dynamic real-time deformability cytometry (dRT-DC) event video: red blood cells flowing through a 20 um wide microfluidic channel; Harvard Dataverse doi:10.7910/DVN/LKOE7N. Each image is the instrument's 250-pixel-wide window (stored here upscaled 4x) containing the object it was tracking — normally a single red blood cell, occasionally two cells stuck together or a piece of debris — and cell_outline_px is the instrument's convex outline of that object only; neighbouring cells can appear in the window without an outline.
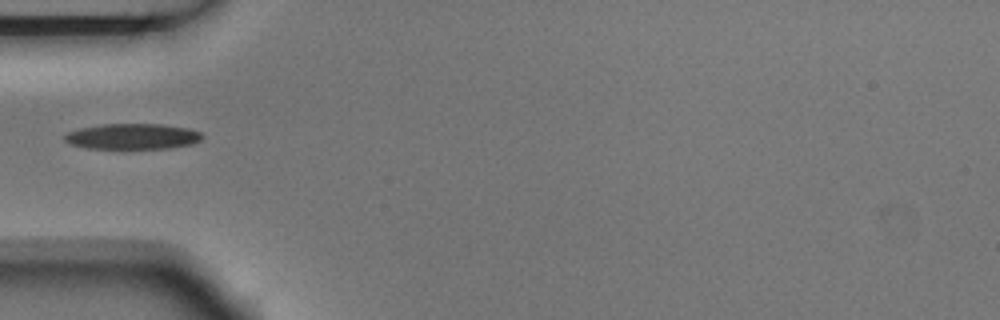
{"species": "Egyptian fruit bat (a non-hibernating species)", "species_latin": "Rousettus aegyptiacus", "temperature_condition": "room temperature", "stored_images_in_passage": 1, "camera_frame_rate_fps": 3000, "um_per_image_px": 0.085, "animal": {"sex": "male"}, "frame": {"image": 1, "passage_image": 1, "time_ms": 0.0, "image_size_px": [1000, 320], "cell_outline_px": [[204, 136], [200, 140], [192, 144], [168, 148], [88, 148], [72, 144], [64, 140], [64, 136], [68, 132], [80, 128], [100, 124], [160, 124], [188, 128], [200, 132]], "centroid_in_image_um": [11.28, 11.59], "position_along_channel_um": 73.7, "area_um2": 20.4}}